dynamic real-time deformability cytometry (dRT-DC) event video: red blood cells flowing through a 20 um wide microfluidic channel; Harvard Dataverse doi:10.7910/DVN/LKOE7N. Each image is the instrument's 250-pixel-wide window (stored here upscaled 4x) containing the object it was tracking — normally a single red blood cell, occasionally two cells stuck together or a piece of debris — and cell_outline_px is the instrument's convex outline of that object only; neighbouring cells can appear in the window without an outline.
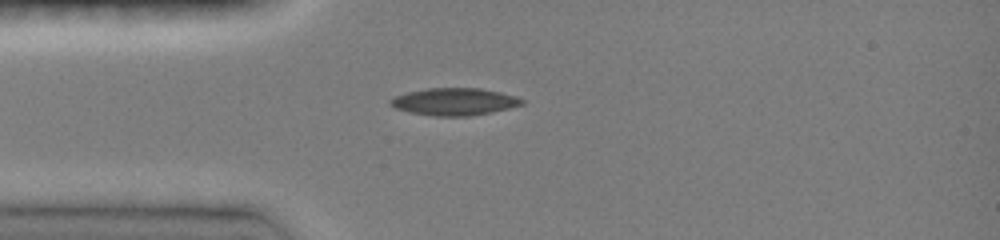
{"species": "common noctule bat (a hibernating species)", "species_latin": "Nyctalus noctula", "temperature_condition": "room temperature", "stored_images_in_passage": 7, "camera_frame_rate_fps": 3000, "um_per_image_px": 0.085, "animal": {"sex": "female", "body_mass_g": 19.0, "forearm_length_mm": 51.5}, "frame": {"image": 1, "passage_image": 1, "time_ms": 0.0, "image_size_px": [1000, 240], "cell_outline_px": [[524, 104], [508, 108], [468, 116], [436, 116], [408, 112], [396, 108], [388, 104], [388, 100], [396, 96], [408, 92], [428, 88], [480, 88], [500, 92], [516, 96], [524, 100]], "centroid_in_image_um": [38.59, 8.64], "position_along_channel_um": 46.4, "area_um2": 20.75}}
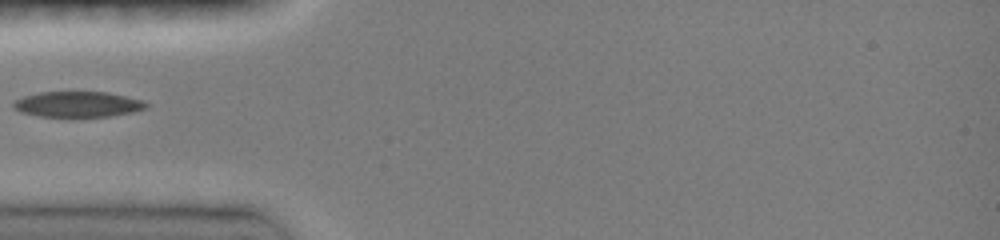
{"frame": {"image": 2, "passage_image": 2, "time_ms": 1.0, "image_size_px": [1000, 240], "cell_outline_px": [[148, 108], [132, 112], [112, 116], [72, 120], [40, 116], [20, 112], [12, 108], [12, 100], [24, 96], [40, 92], [108, 92], [144, 100], [148, 104]], "centroid_in_image_um": [6.59, 8.91], "position_along_channel_um": 78.4, "area_um2": 20.92}}